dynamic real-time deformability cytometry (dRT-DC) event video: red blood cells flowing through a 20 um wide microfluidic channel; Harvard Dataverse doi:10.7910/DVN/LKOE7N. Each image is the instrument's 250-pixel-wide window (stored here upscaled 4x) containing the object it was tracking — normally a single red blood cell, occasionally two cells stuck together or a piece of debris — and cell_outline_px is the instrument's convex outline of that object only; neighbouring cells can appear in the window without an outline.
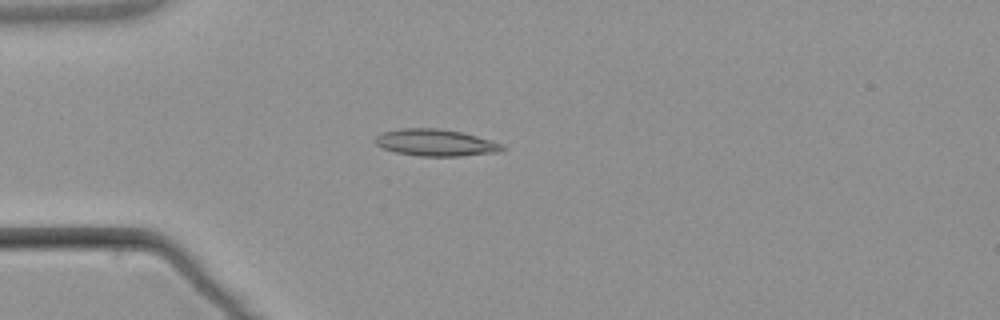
{"species": "common noctule bat (a hibernating species)", "species_latin": "Nyctalus noctula", "temperature_condition": "warm", "stored_images_in_passage": 3, "camera_frame_rate_fps": 3000, "um_per_image_px": 0.085, "animal": {"sex": "male", "body_mass_g": 21.5, "forearm_length_mm": 52.0}, "frame": {"image": 1, "passage_image": 3, "time_ms": 2.667, "image_size_px": [1000, 320], "cell_outline_px": [[508, 148], [500, 152], [460, 156], [420, 156], [396, 152], [384, 148], [376, 144], [372, 140], [376, 136], [384, 132], [400, 128], [440, 128], [464, 132], [492, 140], [504, 144]], "centroid_in_image_um": [37.09, 12.12], "position_along_channel_um": 47.9, "area_um2": 20.17}}